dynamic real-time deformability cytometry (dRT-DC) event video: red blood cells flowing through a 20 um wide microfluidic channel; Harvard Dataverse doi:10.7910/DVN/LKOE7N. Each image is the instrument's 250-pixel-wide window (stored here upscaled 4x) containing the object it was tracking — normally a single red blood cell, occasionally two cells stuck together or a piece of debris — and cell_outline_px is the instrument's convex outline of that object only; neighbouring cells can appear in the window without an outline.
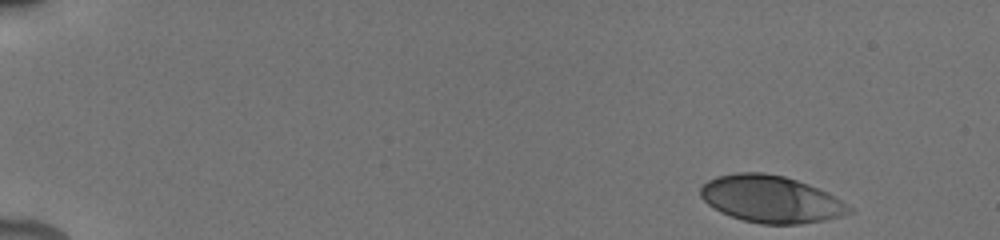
{"species": "human", "species_latin": "Homo sapiens", "temperature_condition": "cold", "stored_images_in_passage": 38, "camera_frame_rate_fps": 3000, "um_per_image_px": 0.085, "donor": {"sex": "male"}, "frame": {"image": 1, "passage_image": 1, "time_ms": 0.0, "image_size_px": [1000, 240], "cell_outline_px": [[852, 212], [840, 216], [824, 220], [800, 224], [760, 224], [744, 220], [720, 212], [708, 204], [700, 196], [700, 188], [708, 180], [716, 176], [736, 172], [764, 172], [784, 176], [808, 184], [840, 200], [852, 208]], "centroid_in_image_um": [65.48, 16.92], "position_along_channel_um": 19.5, "area_um2": 40.4}}
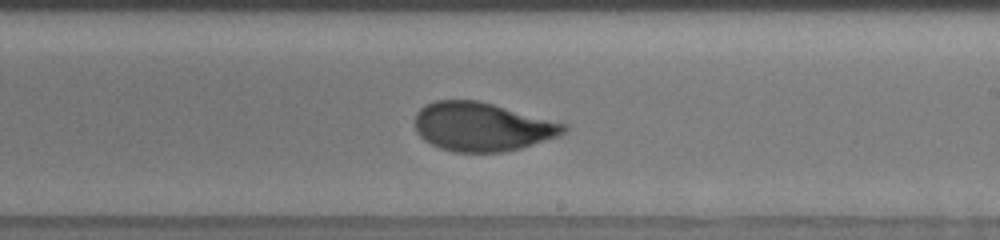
{"frame": {"image": 2, "passage_image": 25, "time_ms": 9.667, "image_size_px": [1000, 240], "cell_outline_px": [[568, 128], [560, 136], [520, 148], [504, 152], [452, 152], [440, 148], [424, 140], [416, 132], [416, 112], [424, 104], [436, 100], [476, 100], [492, 104], [568, 124]], "centroid_in_image_um": [40.97, 10.78], "position_along_channel_um": 248.0, "area_um2": 42.25}}
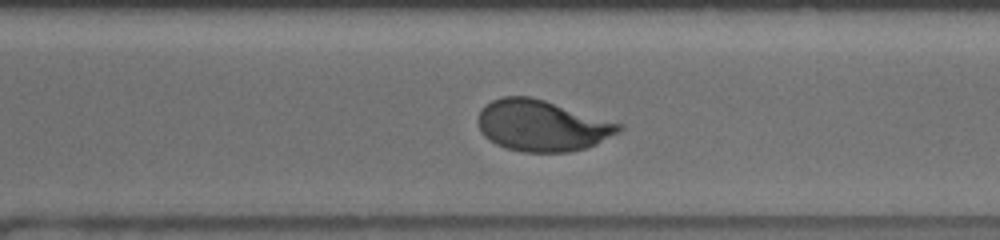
{"frame": {"image": 3, "passage_image": 31, "time_ms": 11.667, "image_size_px": [1000, 240], "cell_outline_px": [[624, 128], [620, 132], [596, 144], [584, 148], [568, 152], [524, 152], [504, 148], [488, 140], [484, 136], [476, 120], [480, 108], [484, 104], [492, 100], [504, 96], [532, 96], [624, 124]], "centroid_in_image_um": [46.05, 10.67], "position_along_channel_um": 324.5, "area_um2": 42.43}, "authors_computed_cell_mechanics": {"area_um2": 42.0495, "velocity_mm_per_s": 3.8301, "shape_relaxation_time_tau1_ms": 3.2709, "shape_relaxation_time_tau2_ms": null, "deformation_change_tau1": 0.1516, "deformation_change_tau2": null}}